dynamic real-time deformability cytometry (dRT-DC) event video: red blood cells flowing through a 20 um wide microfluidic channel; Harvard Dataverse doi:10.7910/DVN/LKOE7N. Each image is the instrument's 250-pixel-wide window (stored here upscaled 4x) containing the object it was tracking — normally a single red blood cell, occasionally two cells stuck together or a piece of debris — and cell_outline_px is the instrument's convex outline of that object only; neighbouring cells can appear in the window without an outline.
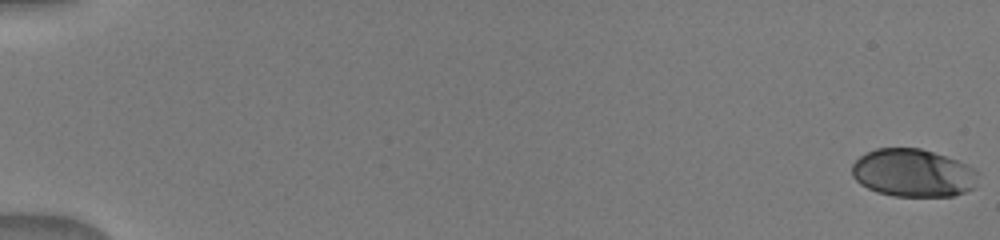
{"species": "human", "species_latin": "Homo sapiens", "temperature_condition": "warm", "stored_images_in_passage": 23, "camera_frame_rate_fps": 3000, "um_per_image_px": 0.085, "donor": {"sex": "male"}, "frame": {"image": 1, "passage_image": 1, "time_ms": 0.0, "image_size_px": [1000, 240], "cell_outline_px": [[976, 188], [952, 196], [892, 196], [876, 192], [860, 184], [852, 176], [852, 164], [864, 152], [876, 148], [920, 148], [968, 164], [976, 172]], "centroid_in_image_um": [77.58, 14.7], "position_along_channel_um": 7.4, "area_um2": 35.26}}
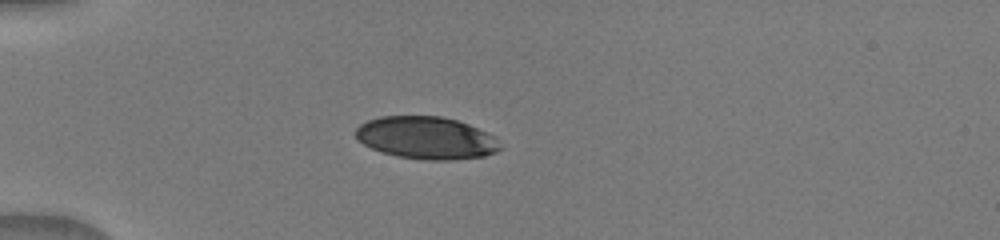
{"frame": {"image": 2, "passage_image": 16, "time_ms": 5.0, "image_size_px": [1000, 240], "cell_outline_px": [[504, 148], [496, 152], [484, 156], [452, 160], [428, 160], [396, 156], [380, 152], [356, 140], [356, 128], [360, 124], [368, 120], [380, 116], [440, 116], [456, 120], [468, 124], [496, 136]], "centroid_in_image_um": [36.26, 11.72], "position_along_channel_um": 48.7, "area_um2": 36.01}}
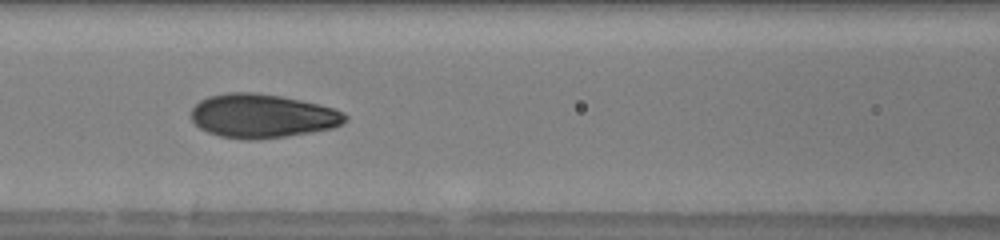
{"frame": {"image": 3, "passage_image": 22, "time_ms": 8.0, "image_size_px": [1000, 240], "cell_outline_px": [[348, 120], [332, 128], [312, 132], [284, 136], [248, 140], [220, 136], [208, 132], [200, 128], [192, 120], [192, 108], [200, 100], [208, 96], [228, 92], [252, 92], [280, 96], [320, 104], [336, 108], [344, 112], [348, 116]], "centroid_in_image_um": [22.32, 9.84], "position_along_channel_um": 144.3, "area_um2": 39.3}}